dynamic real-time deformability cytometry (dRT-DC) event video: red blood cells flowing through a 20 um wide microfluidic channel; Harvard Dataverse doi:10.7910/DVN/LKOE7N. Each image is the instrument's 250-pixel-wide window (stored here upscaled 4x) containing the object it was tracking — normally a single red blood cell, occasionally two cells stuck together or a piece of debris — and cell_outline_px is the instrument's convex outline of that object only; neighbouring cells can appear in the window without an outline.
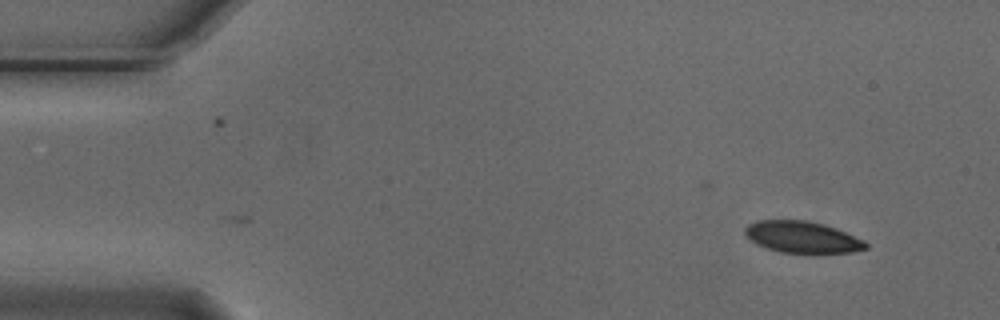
{"species": "Egyptian fruit bat (a non-hibernating species)", "species_latin": "Rousettus aegyptiacus", "temperature_condition": "cold", "stored_images_in_passage": 10, "camera_frame_rate_fps": 3000, "um_per_image_px": 0.085, "animal": {"sex": "male"}, "frame": {"image": 1, "passage_image": 10, "time_ms": 3.0, "image_size_px": [1000, 320], "cell_outline_px": [[868, 248], [852, 252], [812, 256], [808, 256], [780, 252], [756, 244], [744, 232], [744, 228], [748, 224], [756, 220], [808, 220], [824, 224], [836, 228], [864, 240], [868, 244]], "centroid_in_image_um": [68.24, 20.2], "position_along_channel_um": 16.8, "area_um2": 23.12}}